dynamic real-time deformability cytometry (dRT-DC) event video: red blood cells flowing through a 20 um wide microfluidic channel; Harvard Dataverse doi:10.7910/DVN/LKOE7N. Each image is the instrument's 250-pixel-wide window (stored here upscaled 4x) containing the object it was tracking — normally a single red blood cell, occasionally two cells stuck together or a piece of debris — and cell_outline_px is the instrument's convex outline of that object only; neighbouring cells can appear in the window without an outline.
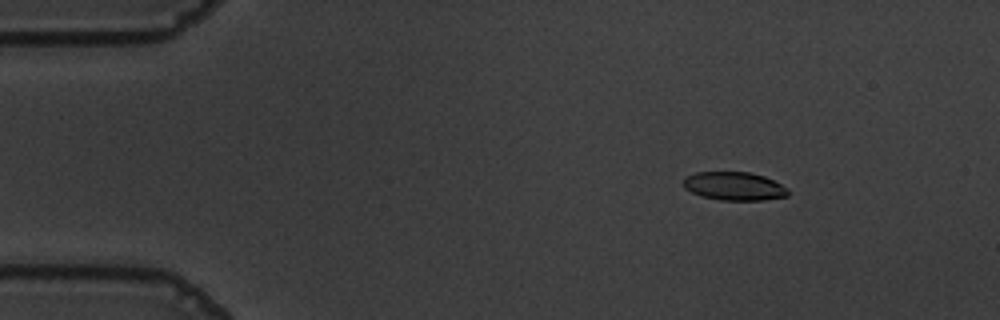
{"species": "common noctule bat (a hibernating species)", "species_latin": "Nyctalus noctula", "temperature_condition": "warm", "stored_images_in_passage": 56, "camera_frame_rate_fps": 3000, "um_per_image_px": 0.085, "animal": {"sex": "male", "body_mass_g": 19.5, "forearm_length_mm": 54.6}, "frame": {"image": 1, "passage_image": 8, "time_ms": 2.333, "image_size_px": [1000, 320], "cell_outline_px": [[788, 196], [764, 200], [720, 200], [700, 196], [684, 188], [684, 176], [696, 172], [748, 172], [764, 176], [788, 188]], "centroid_in_image_um": [62.39, 15.82], "position_along_channel_um": 22.6, "area_um2": 17.34}}
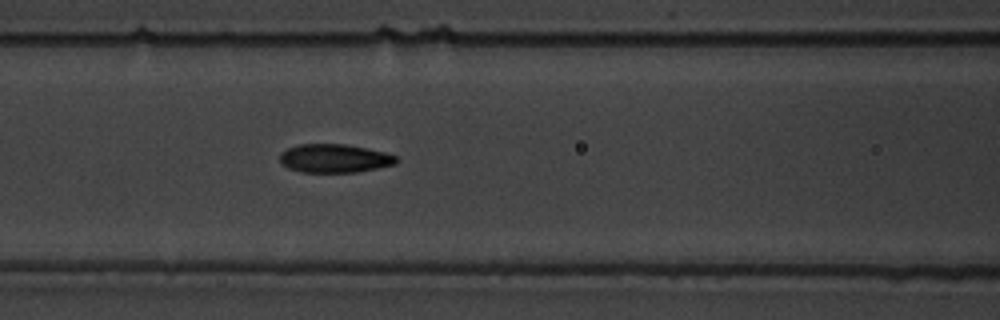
{"frame": {"image": 2, "passage_image": 24, "time_ms": 7.667, "image_size_px": [1000, 320], "cell_outline_px": [[396, 164], [356, 172], [300, 172], [288, 168], [280, 160], [280, 152], [288, 148], [300, 144], [344, 144], [384, 152], [396, 156]], "centroid_in_image_um": [28.4, 13.46], "position_along_channel_um": 138.2, "area_um2": 19.13}}
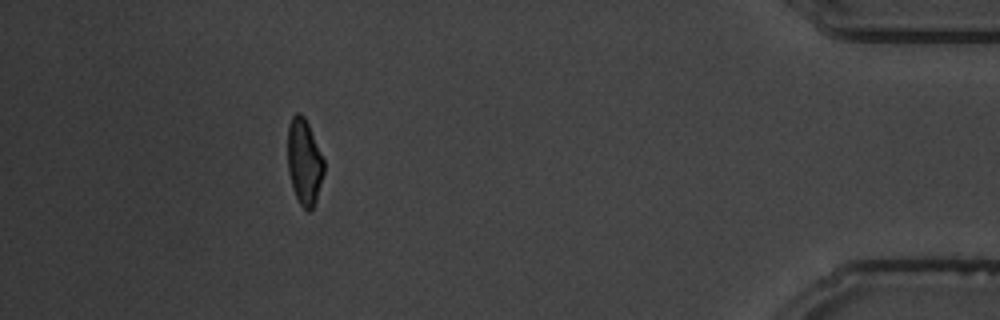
{"frame": {"image": 3, "passage_image": 51, "time_ms": 16.667, "image_size_px": [1000, 320], "cell_outline_px": [[324, 172], [316, 200], [312, 208], [308, 212], [300, 204], [292, 188], [288, 172], [288, 124], [292, 116], [296, 112], [300, 112], [304, 116], [308, 124], [324, 160]], "centroid_in_image_um": [25.85, 13.74], "position_along_channel_um": 409.4, "area_um2": 18.09}, "authors_computed_cell_mechanics": {"area_um2": 19.1318, "velocity_mm_per_s": 3.6286, "shape_relaxation_time_tau1_ms": 3.5175, "shape_relaxation_time_tau2_ms": 1.1135, "deformation_change_tau1": 0.1789, "deformation_change_tau2": 0.0722}}